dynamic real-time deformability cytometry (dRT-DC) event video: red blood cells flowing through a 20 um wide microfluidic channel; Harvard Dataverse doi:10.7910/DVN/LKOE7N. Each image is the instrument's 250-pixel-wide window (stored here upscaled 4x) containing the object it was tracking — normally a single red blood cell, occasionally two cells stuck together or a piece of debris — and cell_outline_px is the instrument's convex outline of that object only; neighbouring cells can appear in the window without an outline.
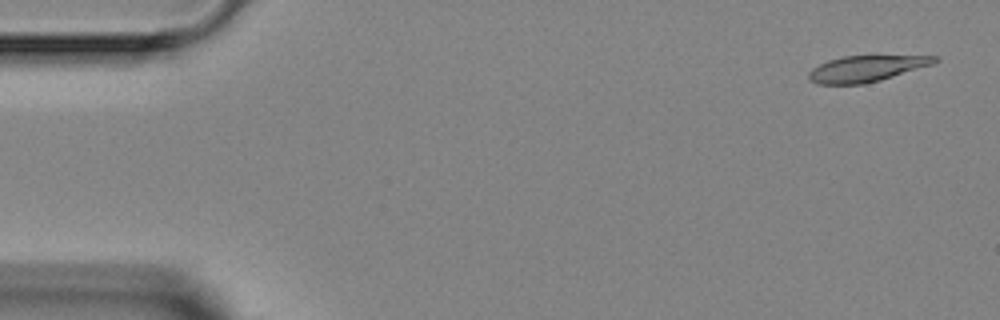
{"species": "Egyptian fruit bat (a non-hibernating species)", "species_latin": "Rousettus aegyptiacus", "temperature_condition": "room temperature", "stored_images_in_passage": 3, "camera_frame_rate_fps": 3000, "um_per_image_px": 0.085, "animal": {"sex": "female"}, "frame": {"image": 1, "passage_image": 3, "time_ms": 4.0, "image_size_px": [1000, 320], "cell_outline_px": [[940, 60], [932, 64], [880, 80], [864, 84], [816, 84], [808, 76], [808, 72], [812, 68], [828, 60], [844, 56], [936, 56]], "centroid_in_image_um": [73.6, 5.83], "position_along_channel_um": 11.4, "area_um2": 18.84}}